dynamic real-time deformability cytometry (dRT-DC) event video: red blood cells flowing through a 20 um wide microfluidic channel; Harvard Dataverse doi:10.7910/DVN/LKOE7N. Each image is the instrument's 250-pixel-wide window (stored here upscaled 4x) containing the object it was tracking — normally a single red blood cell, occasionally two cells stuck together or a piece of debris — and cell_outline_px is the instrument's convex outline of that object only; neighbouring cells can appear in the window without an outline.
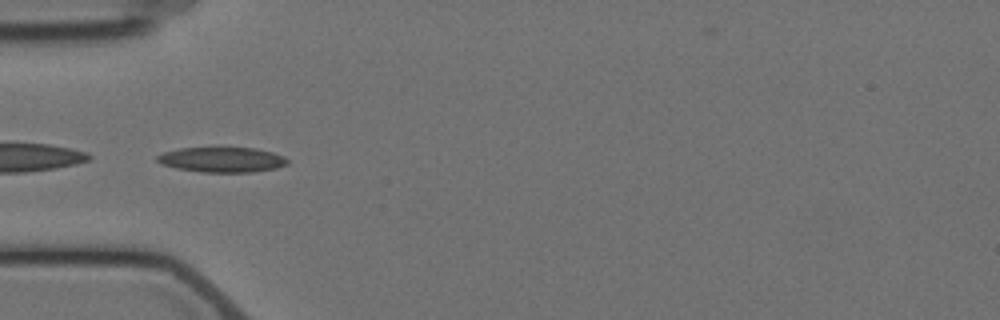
{"species": "Egyptian fruit bat (a non-hibernating species)", "species_latin": "Rousettus aegyptiacus", "temperature_condition": "cold", "stored_images_in_passage": 8, "camera_frame_rate_fps": 3000, "um_per_image_px": 0.085, "animal": {"sex": "female"}, "frame": {"image": 1, "passage_image": 6, "time_ms": 6.0, "image_size_px": [1000, 320], "cell_outline_px": [[288, 164], [276, 168], [252, 172], [200, 172], [176, 168], [160, 164], [156, 160], [156, 156], [164, 152], [180, 148], [256, 148], [272, 152], [284, 156], [288, 160]], "centroid_in_image_um": [18.86, 13.58], "position_along_channel_um": 66.1, "area_um2": 19.07}}
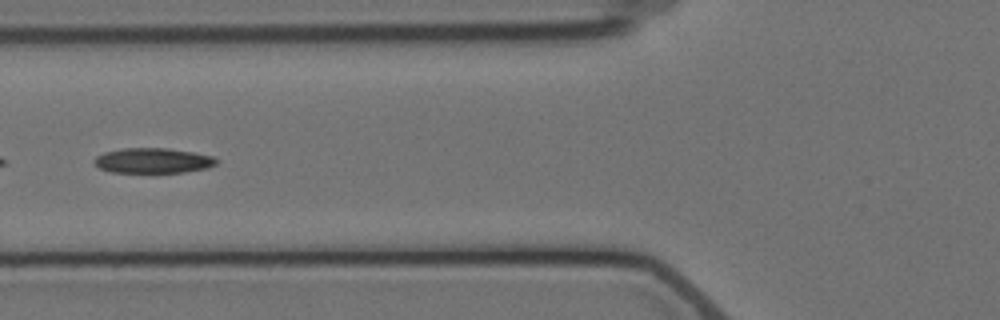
{"frame": {"image": 2, "passage_image": 7, "time_ms": 7.333, "image_size_px": [1000, 320], "cell_outline_px": [[216, 164], [208, 168], [184, 172], [112, 172], [100, 168], [92, 160], [96, 156], [104, 152], [124, 148], [168, 148], [192, 152], [212, 156], [216, 160]], "centroid_in_image_um": [12.98, 13.65], "position_along_channel_um": 112.8, "area_um2": 17.74}}
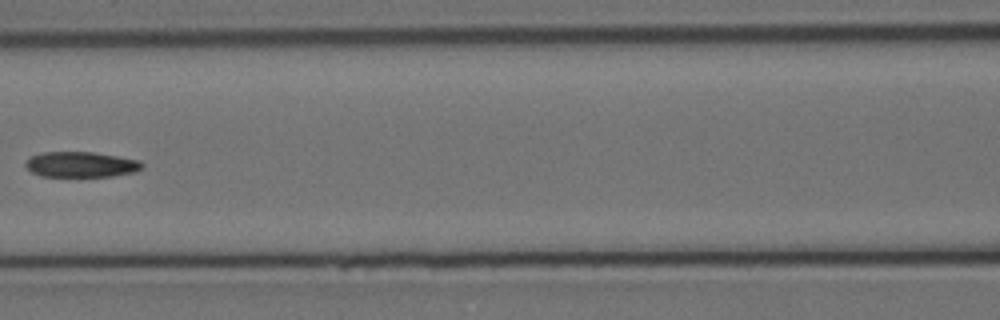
{"frame": {"image": 3, "passage_image": 8, "time_ms": 8.667, "image_size_px": [1000, 320], "cell_outline_px": [[144, 168], [136, 172], [112, 176], [40, 176], [32, 172], [24, 164], [32, 156], [44, 152], [92, 152], [140, 160], [144, 164]], "centroid_in_image_um": [6.94, 13.98], "position_along_channel_um": 159.7, "area_um2": 17.22}}